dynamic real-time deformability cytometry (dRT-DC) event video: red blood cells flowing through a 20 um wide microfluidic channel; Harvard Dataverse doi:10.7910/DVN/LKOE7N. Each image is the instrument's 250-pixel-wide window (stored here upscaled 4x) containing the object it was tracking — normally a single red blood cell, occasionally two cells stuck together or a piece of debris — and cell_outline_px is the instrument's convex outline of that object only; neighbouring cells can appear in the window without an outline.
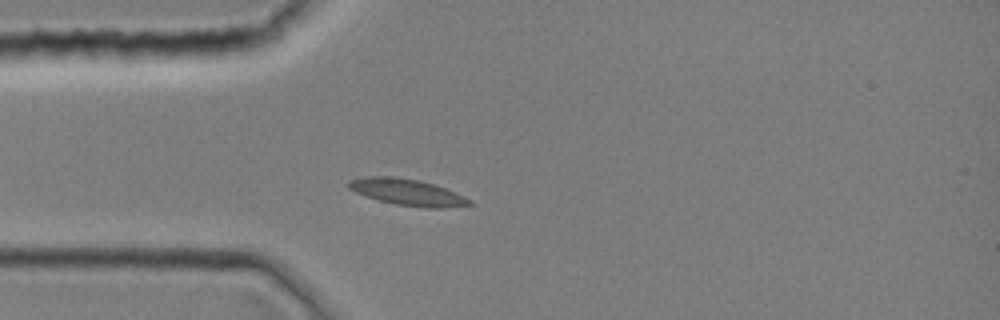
{"species": "common noctule bat (a hibernating species)", "species_latin": "Nyctalus noctula", "temperature_condition": "room temperature", "stored_images_in_passage": 1, "camera_frame_rate_fps": 3000, "um_per_image_px": 0.085, "animal": {"sex": "female", "body_mass_g": 19.0, "forearm_length_mm": 51.5}, "frame": {"image": 1, "passage_image": 1, "time_ms": 0.0, "image_size_px": [1000, 320], "cell_outline_px": [[472, 204], [440, 208], [428, 208], [396, 204], [380, 200], [356, 192], [348, 188], [348, 180], [364, 176], [392, 176], [420, 180], [444, 188], [464, 196], [472, 200]], "centroid_in_image_um": [34.6, 16.32], "position_along_channel_um": 50.4, "area_um2": 18.32}}